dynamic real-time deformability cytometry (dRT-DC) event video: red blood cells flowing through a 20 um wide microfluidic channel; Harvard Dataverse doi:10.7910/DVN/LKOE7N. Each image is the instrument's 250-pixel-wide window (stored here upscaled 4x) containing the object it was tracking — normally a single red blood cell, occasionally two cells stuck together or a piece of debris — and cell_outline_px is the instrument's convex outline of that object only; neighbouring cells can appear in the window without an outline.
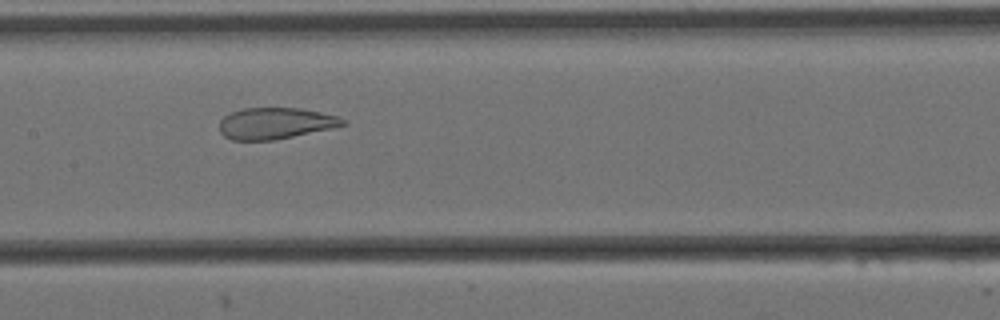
{"species": "Egyptian fruit bat (a non-hibernating species)", "species_latin": "Rousettus aegyptiacus", "temperature_condition": "cold", "stored_images_in_passage": 7, "camera_frame_rate_fps": 3000, "um_per_image_px": 0.085, "animal": {"sex": "female"}, "frame": {"image": 1, "passage_image": 7, "time_ms": 2.0, "image_size_px": [1000, 320], "cell_outline_px": [[348, 124], [336, 128], [276, 140], [232, 140], [224, 136], [220, 132], [220, 120], [224, 116], [232, 112], [244, 108], [300, 108], [320, 112], [336, 116], [348, 120]], "centroid_in_image_um": [23.47, 10.49], "position_along_channel_um": 183.9, "area_um2": 22.83}}